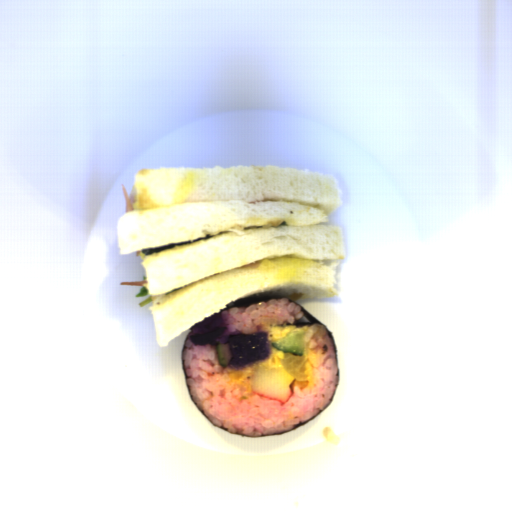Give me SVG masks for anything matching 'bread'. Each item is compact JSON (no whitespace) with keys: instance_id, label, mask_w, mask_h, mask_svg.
<instances>
[{"instance_id":"1","label":"bread","mask_w":512,"mask_h":512,"mask_svg":"<svg viewBox=\"0 0 512 512\" xmlns=\"http://www.w3.org/2000/svg\"><path fill=\"white\" fill-rule=\"evenodd\" d=\"M133 210L118 218V252H138L155 339L166 347L239 298L278 291L330 298L348 255L336 176L282 166L140 169ZM214 236L147 255L142 249Z\"/></svg>"}]
</instances>
